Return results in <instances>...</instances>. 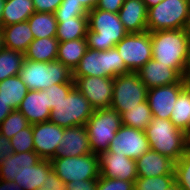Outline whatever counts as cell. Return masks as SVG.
Instances as JSON below:
<instances>
[{"mask_svg":"<svg viewBox=\"0 0 190 190\" xmlns=\"http://www.w3.org/2000/svg\"><path fill=\"white\" fill-rule=\"evenodd\" d=\"M115 47L125 66L136 72L152 59L151 32L128 33Z\"/></svg>","mask_w":190,"mask_h":190,"instance_id":"cell-11","label":"cell"},{"mask_svg":"<svg viewBox=\"0 0 190 190\" xmlns=\"http://www.w3.org/2000/svg\"><path fill=\"white\" fill-rule=\"evenodd\" d=\"M10 142L15 153L34 151L32 125L21 129L10 139Z\"/></svg>","mask_w":190,"mask_h":190,"instance_id":"cell-38","label":"cell"},{"mask_svg":"<svg viewBox=\"0 0 190 190\" xmlns=\"http://www.w3.org/2000/svg\"><path fill=\"white\" fill-rule=\"evenodd\" d=\"M100 176L126 181H135L138 178L136 160L125 155H116L114 152L99 154Z\"/></svg>","mask_w":190,"mask_h":190,"instance_id":"cell-16","label":"cell"},{"mask_svg":"<svg viewBox=\"0 0 190 190\" xmlns=\"http://www.w3.org/2000/svg\"><path fill=\"white\" fill-rule=\"evenodd\" d=\"M35 12L55 13L62 0H32Z\"/></svg>","mask_w":190,"mask_h":190,"instance_id":"cell-42","label":"cell"},{"mask_svg":"<svg viewBox=\"0 0 190 190\" xmlns=\"http://www.w3.org/2000/svg\"><path fill=\"white\" fill-rule=\"evenodd\" d=\"M42 158L35 151L13 153L4 161L0 162V179L5 181H14L16 175L23 170L30 169L39 163Z\"/></svg>","mask_w":190,"mask_h":190,"instance_id":"cell-22","label":"cell"},{"mask_svg":"<svg viewBox=\"0 0 190 190\" xmlns=\"http://www.w3.org/2000/svg\"><path fill=\"white\" fill-rule=\"evenodd\" d=\"M56 38L58 42L86 38L88 17L56 18Z\"/></svg>","mask_w":190,"mask_h":190,"instance_id":"cell-27","label":"cell"},{"mask_svg":"<svg viewBox=\"0 0 190 190\" xmlns=\"http://www.w3.org/2000/svg\"><path fill=\"white\" fill-rule=\"evenodd\" d=\"M167 190H181L178 186H177V184L175 183L172 187H170L169 189H167Z\"/></svg>","mask_w":190,"mask_h":190,"instance_id":"cell-54","label":"cell"},{"mask_svg":"<svg viewBox=\"0 0 190 190\" xmlns=\"http://www.w3.org/2000/svg\"><path fill=\"white\" fill-rule=\"evenodd\" d=\"M121 125V115L116 110L111 108L94 110L85 124L92 153L99 155L107 151Z\"/></svg>","mask_w":190,"mask_h":190,"instance_id":"cell-7","label":"cell"},{"mask_svg":"<svg viewBox=\"0 0 190 190\" xmlns=\"http://www.w3.org/2000/svg\"><path fill=\"white\" fill-rule=\"evenodd\" d=\"M148 9L143 0H124L118 14L128 33L147 31Z\"/></svg>","mask_w":190,"mask_h":190,"instance_id":"cell-21","label":"cell"},{"mask_svg":"<svg viewBox=\"0 0 190 190\" xmlns=\"http://www.w3.org/2000/svg\"><path fill=\"white\" fill-rule=\"evenodd\" d=\"M152 59L177 70L183 77L190 64V35L186 29L151 32Z\"/></svg>","mask_w":190,"mask_h":190,"instance_id":"cell-1","label":"cell"},{"mask_svg":"<svg viewBox=\"0 0 190 190\" xmlns=\"http://www.w3.org/2000/svg\"><path fill=\"white\" fill-rule=\"evenodd\" d=\"M90 141L85 125L64 128L55 157H74L91 154Z\"/></svg>","mask_w":190,"mask_h":190,"instance_id":"cell-17","label":"cell"},{"mask_svg":"<svg viewBox=\"0 0 190 190\" xmlns=\"http://www.w3.org/2000/svg\"><path fill=\"white\" fill-rule=\"evenodd\" d=\"M94 110L85 96L74 87L66 98L51 109L49 121L63 128L85 125Z\"/></svg>","mask_w":190,"mask_h":190,"instance_id":"cell-8","label":"cell"},{"mask_svg":"<svg viewBox=\"0 0 190 190\" xmlns=\"http://www.w3.org/2000/svg\"><path fill=\"white\" fill-rule=\"evenodd\" d=\"M34 151L45 160L57 154L64 128L50 121L32 125Z\"/></svg>","mask_w":190,"mask_h":190,"instance_id":"cell-14","label":"cell"},{"mask_svg":"<svg viewBox=\"0 0 190 190\" xmlns=\"http://www.w3.org/2000/svg\"><path fill=\"white\" fill-rule=\"evenodd\" d=\"M88 48L104 51L115 47L128 32L124 29L118 13L94 8L88 12Z\"/></svg>","mask_w":190,"mask_h":190,"instance_id":"cell-3","label":"cell"},{"mask_svg":"<svg viewBox=\"0 0 190 190\" xmlns=\"http://www.w3.org/2000/svg\"><path fill=\"white\" fill-rule=\"evenodd\" d=\"M136 167L138 177L175 175V162L151 149L136 160Z\"/></svg>","mask_w":190,"mask_h":190,"instance_id":"cell-19","label":"cell"},{"mask_svg":"<svg viewBox=\"0 0 190 190\" xmlns=\"http://www.w3.org/2000/svg\"><path fill=\"white\" fill-rule=\"evenodd\" d=\"M87 49L88 45L86 38L59 42L56 60L62 62L73 72Z\"/></svg>","mask_w":190,"mask_h":190,"instance_id":"cell-28","label":"cell"},{"mask_svg":"<svg viewBox=\"0 0 190 190\" xmlns=\"http://www.w3.org/2000/svg\"><path fill=\"white\" fill-rule=\"evenodd\" d=\"M148 88L136 72H130L114 78L111 109L120 115L147 100Z\"/></svg>","mask_w":190,"mask_h":190,"instance_id":"cell-10","label":"cell"},{"mask_svg":"<svg viewBox=\"0 0 190 190\" xmlns=\"http://www.w3.org/2000/svg\"><path fill=\"white\" fill-rule=\"evenodd\" d=\"M24 59V53L4 48L0 52V82L19 75Z\"/></svg>","mask_w":190,"mask_h":190,"instance_id":"cell-33","label":"cell"},{"mask_svg":"<svg viewBox=\"0 0 190 190\" xmlns=\"http://www.w3.org/2000/svg\"><path fill=\"white\" fill-rule=\"evenodd\" d=\"M186 31L189 33L190 35V15H189V19H188V23H187V26H186Z\"/></svg>","mask_w":190,"mask_h":190,"instance_id":"cell-53","label":"cell"},{"mask_svg":"<svg viewBox=\"0 0 190 190\" xmlns=\"http://www.w3.org/2000/svg\"><path fill=\"white\" fill-rule=\"evenodd\" d=\"M18 110L30 125L49 121L51 109L47 105L46 90H29Z\"/></svg>","mask_w":190,"mask_h":190,"instance_id":"cell-20","label":"cell"},{"mask_svg":"<svg viewBox=\"0 0 190 190\" xmlns=\"http://www.w3.org/2000/svg\"><path fill=\"white\" fill-rule=\"evenodd\" d=\"M163 0H143L147 9L156 6L158 3L162 2Z\"/></svg>","mask_w":190,"mask_h":190,"instance_id":"cell-50","label":"cell"},{"mask_svg":"<svg viewBox=\"0 0 190 190\" xmlns=\"http://www.w3.org/2000/svg\"><path fill=\"white\" fill-rule=\"evenodd\" d=\"M58 46L56 37L34 39L24 53L25 59L36 62L56 61Z\"/></svg>","mask_w":190,"mask_h":190,"instance_id":"cell-25","label":"cell"},{"mask_svg":"<svg viewBox=\"0 0 190 190\" xmlns=\"http://www.w3.org/2000/svg\"><path fill=\"white\" fill-rule=\"evenodd\" d=\"M14 153L10 139L0 132V162Z\"/></svg>","mask_w":190,"mask_h":190,"instance_id":"cell-45","label":"cell"},{"mask_svg":"<svg viewBox=\"0 0 190 190\" xmlns=\"http://www.w3.org/2000/svg\"><path fill=\"white\" fill-rule=\"evenodd\" d=\"M75 87L74 82H68L63 84H53L46 89V100L49 109L54 108L60 103L69 92Z\"/></svg>","mask_w":190,"mask_h":190,"instance_id":"cell-39","label":"cell"},{"mask_svg":"<svg viewBox=\"0 0 190 190\" xmlns=\"http://www.w3.org/2000/svg\"><path fill=\"white\" fill-rule=\"evenodd\" d=\"M28 88L19 75L9 77L0 82V94L12 110H18Z\"/></svg>","mask_w":190,"mask_h":190,"instance_id":"cell-29","label":"cell"},{"mask_svg":"<svg viewBox=\"0 0 190 190\" xmlns=\"http://www.w3.org/2000/svg\"><path fill=\"white\" fill-rule=\"evenodd\" d=\"M170 121L190 136V90L185 86L179 93Z\"/></svg>","mask_w":190,"mask_h":190,"instance_id":"cell-30","label":"cell"},{"mask_svg":"<svg viewBox=\"0 0 190 190\" xmlns=\"http://www.w3.org/2000/svg\"><path fill=\"white\" fill-rule=\"evenodd\" d=\"M50 161L53 171L64 183L100 177L98 154L91 153L68 158L54 157Z\"/></svg>","mask_w":190,"mask_h":190,"instance_id":"cell-9","label":"cell"},{"mask_svg":"<svg viewBox=\"0 0 190 190\" xmlns=\"http://www.w3.org/2000/svg\"><path fill=\"white\" fill-rule=\"evenodd\" d=\"M130 72L116 47L104 51L88 48L74 69L73 78L86 76L115 78Z\"/></svg>","mask_w":190,"mask_h":190,"instance_id":"cell-5","label":"cell"},{"mask_svg":"<svg viewBox=\"0 0 190 190\" xmlns=\"http://www.w3.org/2000/svg\"><path fill=\"white\" fill-rule=\"evenodd\" d=\"M144 132L150 149L170 158L175 163L190 147L189 135L175 127L168 119L152 117Z\"/></svg>","mask_w":190,"mask_h":190,"instance_id":"cell-2","label":"cell"},{"mask_svg":"<svg viewBox=\"0 0 190 190\" xmlns=\"http://www.w3.org/2000/svg\"><path fill=\"white\" fill-rule=\"evenodd\" d=\"M5 48L4 46V40H3V32L2 29L0 28V52Z\"/></svg>","mask_w":190,"mask_h":190,"instance_id":"cell-52","label":"cell"},{"mask_svg":"<svg viewBox=\"0 0 190 190\" xmlns=\"http://www.w3.org/2000/svg\"><path fill=\"white\" fill-rule=\"evenodd\" d=\"M97 190H134V181L100 176L98 178Z\"/></svg>","mask_w":190,"mask_h":190,"instance_id":"cell-40","label":"cell"},{"mask_svg":"<svg viewBox=\"0 0 190 190\" xmlns=\"http://www.w3.org/2000/svg\"><path fill=\"white\" fill-rule=\"evenodd\" d=\"M152 119L148 101L141 102L129 111L121 114L122 125L135 129L145 130Z\"/></svg>","mask_w":190,"mask_h":190,"instance_id":"cell-32","label":"cell"},{"mask_svg":"<svg viewBox=\"0 0 190 190\" xmlns=\"http://www.w3.org/2000/svg\"><path fill=\"white\" fill-rule=\"evenodd\" d=\"M1 29L6 49L25 53L34 40L28 21L4 26Z\"/></svg>","mask_w":190,"mask_h":190,"instance_id":"cell-23","label":"cell"},{"mask_svg":"<svg viewBox=\"0 0 190 190\" xmlns=\"http://www.w3.org/2000/svg\"><path fill=\"white\" fill-rule=\"evenodd\" d=\"M184 87L183 78L179 83L148 89L147 101L152 117L170 120L177 97Z\"/></svg>","mask_w":190,"mask_h":190,"instance_id":"cell-15","label":"cell"},{"mask_svg":"<svg viewBox=\"0 0 190 190\" xmlns=\"http://www.w3.org/2000/svg\"><path fill=\"white\" fill-rule=\"evenodd\" d=\"M190 15V0H163L148 8L147 31L185 29Z\"/></svg>","mask_w":190,"mask_h":190,"instance_id":"cell-6","label":"cell"},{"mask_svg":"<svg viewBox=\"0 0 190 190\" xmlns=\"http://www.w3.org/2000/svg\"><path fill=\"white\" fill-rule=\"evenodd\" d=\"M98 179L76 180L66 183V190H97Z\"/></svg>","mask_w":190,"mask_h":190,"instance_id":"cell-43","label":"cell"},{"mask_svg":"<svg viewBox=\"0 0 190 190\" xmlns=\"http://www.w3.org/2000/svg\"><path fill=\"white\" fill-rule=\"evenodd\" d=\"M148 150L150 145L143 130L121 125L115 138L110 142L107 152L137 160Z\"/></svg>","mask_w":190,"mask_h":190,"instance_id":"cell-12","label":"cell"},{"mask_svg":"<svg viewBox=\"0 0 190 190\" xmlns=\"http://www.w3.org/2000/svg\"><path fill=\"white\" fill-rule=\"evenodd\" d=\"M183 78L185 81V86L190 90V64L188 65L186 73Z\"/></svg>","mask_w":190,"mask_h":190,"instance_id":"cell-49","label":"cell"},{"mask_svg":"<svg viewBox=\"0 0 190 190\" xmlns=\"http://www.w3.org/2000/svg\"><path fill=\"white\" fill-rule=\"evenodd\" d=\"M4 3H5V0H0V28L2 24V13H3Z\"/></svg>","mask_w":190,"mask_h":190,"instance_id":"cell-51","label":"cell"},{"mask_svg":"<svg viewBox=\"0 0 190 190\" xmlns=\"http://www.w3.org/2000/svg\"><path fill=\"white\" fill-rule=\"evenodd\" d=\"M123 3L124 0H98L96 9H101L111 13H118Z\"/></svg>","mask_w":190,"mask_h":190,"instance_id":"cell-44","label":"cell"},{"mask_svg":"<svg viewBox=\"0 0 190 190\" xmlns=\"http://www.w3.org/2000/svg\"><path fill=\"white\" fill-rule=\"evenodd\" d=\"M34 12L35 7L32 0H5L1 28L25 22Z\"/></svg>","mask_w":190,"mask_h":190,"instance_id":"cell-26","label":"cell"},{"mask_svg":"<svg viewBox=\"0 0 190 190\" xmlns=\"http://www.w3.org/2000/svg\"><path fill=\"white\" fill-rule=\"evenodd\" d=\"M175 183L181 190H190V147L175 163Z\"/></svg>","mask_w":190,"mask_h":190,"instance_id":"cell-36","label":"cell"},{"mask_svg":"<svg viewBox=\"0 0 190 190\" xmlns=\"http://www.w3.org/2000/svg\"><path fill=\"white\" fill-rule=\"evenodd\" d=\"M0 190H23V189L14 181H5L0 179Z\"/></svg>","mask_w":190,"mask_h":190,"instance_id":"cell-47","label":"cell"},{"mask_svg":"<svg viewBox=\"0 0 190 190\" xmlns=\"http://www.w3.org/2000/svg\"><path fill=\"white\" fill-rule=\"evenodd\" d=\"M174 184L175 175L138 177L134 181V190H167Z\"/></svg>","mask_w":190,"mask_h":190,"instance_id":"cell-34","label":"cell"},{"mask_svg":"<svg viewBox=\"0 0 190 190\" xmlns=\"http://www.w3.org/2000/svg\"><path fill=\"white\" fill-rule=\"evenodd\" d=\"M75 87L96 109L110 108L114 78L86 76L73 78Z\"/></svg>","mask_w":190,"mask_h":190,"instance_id":"cell-13","label":"cell"},{"mask_svg":"<svg viewBox=\"0 0 190 190\" xmlns=\"http://www.w3.org/2000/svg\"><path fill=\"white\" fill-rule=\"evenodd\" d=\"M43 182V185L38 190H66V183H64L53 170Z\"/></svg>","mask_w":190,"mask_h":190,"instance_id":"cell-41","label":"cell"},{"mask_svg":"<svg viewBox=\"0 0 190 190\" xmlns=\"http://www.w3.org/2000/svg\"><path fill=\"white\" fill-rule=\"evenodd\" d=\"M19 76L28 90H46L53 84L74 82L73 72L62 62H36L24 59Z\"/></svg>","mask_w":190,"mask_h":190,"instance_id":"cell-4","label":"cell"},{"mask_svg":"<svg viewBox=\"0 0 190 190\" xmlns=\"http://www.w3.org/2000/svg\"><path fill=\"white\" fill-rule=\"evenodd\" d=\"M12 111L0 94V125Z\"/></svg>","mask_w":190,"mask_h":190,"instance_id":"cell-46","label":"cell"},{"mask_svg":"<svg viewBox=\"0 0 190 190\" xmlns=\"http://www.w3.org/2000/svg\"><path fill=\"white\" fill-rule=\"evenodd\" d=\"M29 125L27 118L19 110H13L1 123L0 132L11 139L21 129H25Z\"/></svg>","mask_w":190,"mask_h":190,"instance_id":"cell-35","label":"cell"},{"mask_svg":"<svg viewBox=\"0 0 190 190\" xmlns=\"http://www.w3.org/2000/svg\"><path fill=\"white\" fill-rule=\"evenodd\" d=\"M88 10L77 0H62L55 11L56 18L88 17Z\"/></svg>","mask_w":190,"mask_h":190,"instance_id":"cell-37","label":"cell"},{"mask_svg":"<svg viewBox=\"0 0 190 190\" xmlns=\"http://www.w3.org/2000/svg\"><path fill=\"white\" fill-rule=\"evenodd\" d=\"M27 21L34 39L56 37L57 20L54 13L34 12Z\"/></svg>","mask_w":190,"mask_h":190,"instance_id":"cell-31","label":"cell"},{"mask_svg":"<svg viewBox=\"0 0 190 190\" xmlns=\"http://www.w3.org/2000/svg\"><path fill=\"white\" fill-rule=\"evenodd\" d=\"M78 2H81L82 5L88 10H93L96 8L98 0H77Z\"/></svg>","mask_w":190,"mask_h":190,"instance_id":"cell-48","label":"cell"},{"mask_svg":"<svg viewBox=\"0 0 190 190\" xmlns=\"http://www.w3.org/2000/svg\"><path fill=\"white\" fill-rule=\"evenodd\" d=\"M136 73L148 89L179 83L183 79L177 70L154 59L149 60Z\"/></svg>","mask_w":190,"mask_h":190,"instance_id":"cell-18","label":"cell"},{"mask_svg":"<svg viewBox=\"0 0 190 190\" xmlns=\"http://www.w3.org/2000/svg\"><path fill=\"white\" fill-rule=\"evenodd\" d=\"M52 170L51 161L42 159L36 165L30 166V169L23 170L16 175L14 182L23 190H38Z\"/></svg>","mask_w":190,"mask_h":190,"instance_id":"cell-24","label":"cell"}]
</instances>
